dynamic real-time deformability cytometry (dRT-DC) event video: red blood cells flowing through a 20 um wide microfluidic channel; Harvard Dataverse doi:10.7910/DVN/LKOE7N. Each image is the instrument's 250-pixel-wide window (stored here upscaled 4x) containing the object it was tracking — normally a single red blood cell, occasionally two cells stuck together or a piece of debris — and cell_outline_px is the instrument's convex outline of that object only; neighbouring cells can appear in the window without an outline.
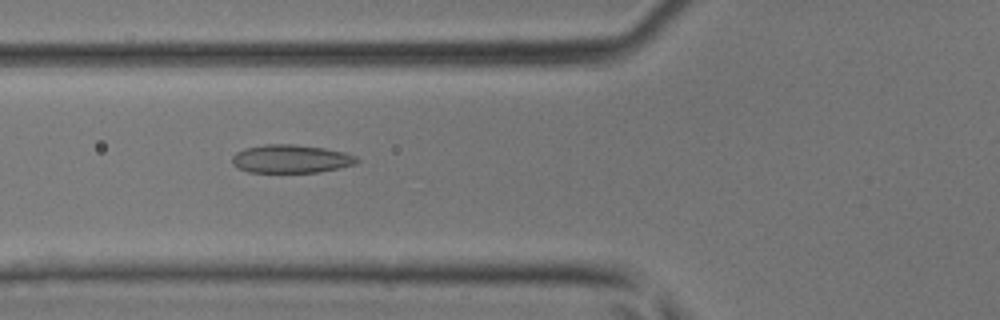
{"species": "common noctule bat (a hibernating species)", "species_latin": "Nyctalus noctula", "temperature_condition": "room temperature", "stored_images_in_passage": 31, "camera_frame_rate_fps": 3000, "um_per_image_px": 0.085, "animal": {"sex": "male", "body_mass_g": 17.9, "forearm_length_mm": 54.2}, "frame": {"image": 1, "passage_image": 17, "time_ms": 5.333, "image_size_px": [1000, 320], "cell_outline_px": [[360, 160], [356, 164], [340, 168], [320, 172], [248, 172], [232, 164], [232, 156], [236, 152], [244, 148], [264, 144], [292, 144], [324, 148], [344, 152], [356, 156]], "centroid_in_image_um": [24.74, 13.5], "position_along_channel_um": 101.1, "area_um2": 20.63}}
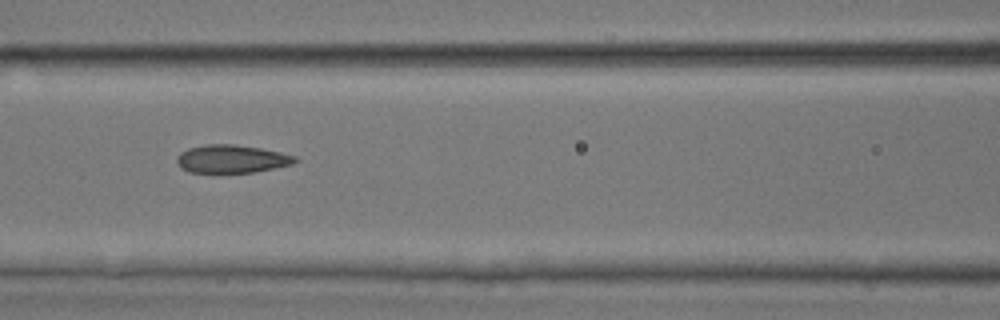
{"frame": {"image": 2, "passage_image": 20, "time_ms": 6.333, "image_size_px": [1000, 320], "cell_outline_px": [[300, 160], [292, 164], [252, 172], [220, 176], [212, 176], [188, 172], [180, 168], [176, 160], [176, 156], [180, 152], [188, 148], [204, 144], [232, 144], [260, 148], [280, 152], [296, 156]], "centroid_in_image_um": [19.6, 13.56], "position_along_channel_um": 147.0, "area_um2": 20.35}}